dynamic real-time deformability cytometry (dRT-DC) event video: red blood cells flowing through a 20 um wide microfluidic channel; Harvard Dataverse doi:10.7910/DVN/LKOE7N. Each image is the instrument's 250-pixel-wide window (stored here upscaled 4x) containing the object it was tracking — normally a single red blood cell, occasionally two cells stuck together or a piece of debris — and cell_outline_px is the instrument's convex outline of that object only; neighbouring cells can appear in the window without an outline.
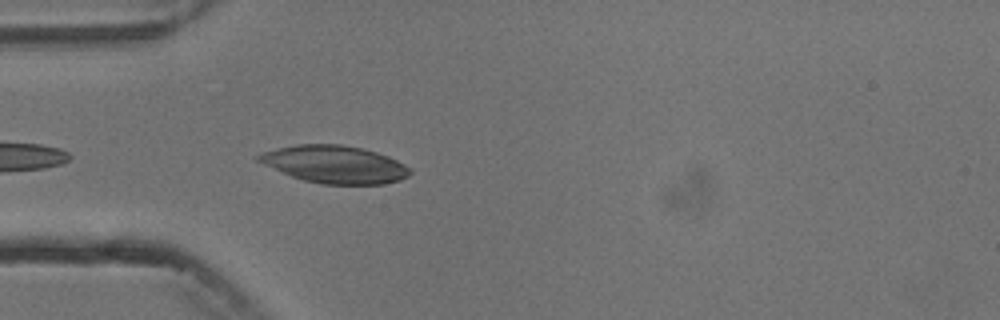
{"species": "common noctule bat (a hibernating species)", "species_latin": "Nyctalus noctula", "temperature_condition": "cold", "stored_images_in_passage": 5, "camera_frame_rate_fps": 3000, "um_per_image_px": 0.085, "animal": {"sex": "male", "body_mass_g": 13.3}, "frame": {"image": 1, "passage_image": 5, "time_ms": 4.667, "image_size_px": [1000, 320], "cell_outline_px": [[412, 172], [408, 176], [400, 180], [384, 184], [320, 184], [304, 180], [292, 176], [264, 164], [256, 160], [256, 156], [264, 152], [276, 148], [296, 144], [340, 144], [360, 148], [376, 152], [388, 156], [412, 168]], "centroid_in_image_um": [28.47, 13.97], "position_along_channel_um": 56.5, "area_um2": 33.0}}